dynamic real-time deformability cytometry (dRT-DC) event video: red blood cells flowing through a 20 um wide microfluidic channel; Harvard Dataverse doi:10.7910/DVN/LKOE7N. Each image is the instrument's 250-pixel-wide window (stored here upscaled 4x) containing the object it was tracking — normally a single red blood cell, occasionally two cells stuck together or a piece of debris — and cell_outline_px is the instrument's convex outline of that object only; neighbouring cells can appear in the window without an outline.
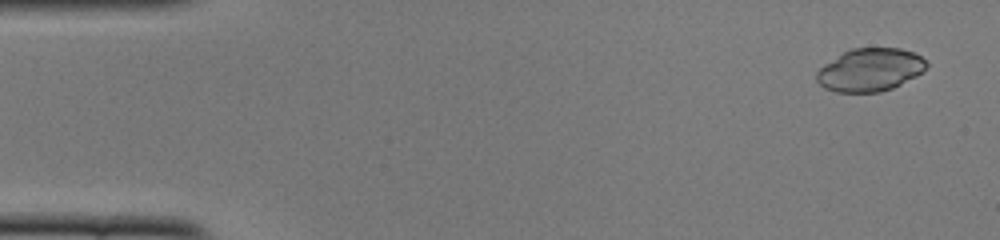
{"species": "common noctule bat (a hibernating species)", "species_latin": "Nyctalus noctula", "temperature_condition": "cold", "stored_images_in_passage": 51, "camera_frame_rate_fps": 3000, "um_per_image_px": 0.085, "animal": {"sex": "female", "body_mass_g": 22.0, "forearm_length_mm": 56.7}, "frame": {"image": 1, "passage_image": 3, "time_ms": 0.667, "image_size_px": [1000, 240], "cell_outline_px": [[928, 64], [916, 76], [892, 88], [880, 92], [836, 92], [824, 88], [816, 80], [816, 72], [824, 64], [844, 52], [852, 48], [900, 48], [912, 52], [920, 56]], "centroid_in_image_um": [73.92, 5.94], "position_along_channel_um": 11.1, "area_um2": 27.22}}